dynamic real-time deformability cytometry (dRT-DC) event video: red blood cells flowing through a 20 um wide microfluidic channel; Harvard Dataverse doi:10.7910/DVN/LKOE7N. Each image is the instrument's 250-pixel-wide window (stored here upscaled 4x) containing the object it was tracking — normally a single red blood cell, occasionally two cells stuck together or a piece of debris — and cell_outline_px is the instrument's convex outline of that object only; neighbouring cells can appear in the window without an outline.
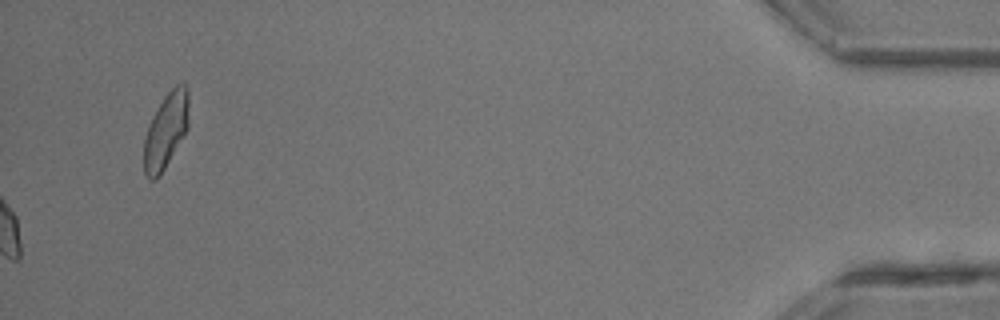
{"species": "common noctule bat (a hibernating species)", "species_latin": "Nyctalus noctula", "temperature_condition": "room temperature", "stored_images_in_passage": 31, "camera_frame_rate_fps": 3000, "um_per_image_px": 0.085, "animal": {"sex": "male", "body_mass_g": 13.3}, "frame": {"image": 1, "passage_image": 31, "time_ms": 10.0, "image_size_px": [1000, 320], "cell_outline_px": [[188, 128], [160, 176], [156, 180], [148, 180], [144, 172], [144, 140], [148, 124], [152, 116], [164, 96], [176, 84], [184, 84], [188, 88]], "centroid_in_image_um": [14.09, 11.12], "position_along_channel_um": 421.1, "area_um2": 19.77}}